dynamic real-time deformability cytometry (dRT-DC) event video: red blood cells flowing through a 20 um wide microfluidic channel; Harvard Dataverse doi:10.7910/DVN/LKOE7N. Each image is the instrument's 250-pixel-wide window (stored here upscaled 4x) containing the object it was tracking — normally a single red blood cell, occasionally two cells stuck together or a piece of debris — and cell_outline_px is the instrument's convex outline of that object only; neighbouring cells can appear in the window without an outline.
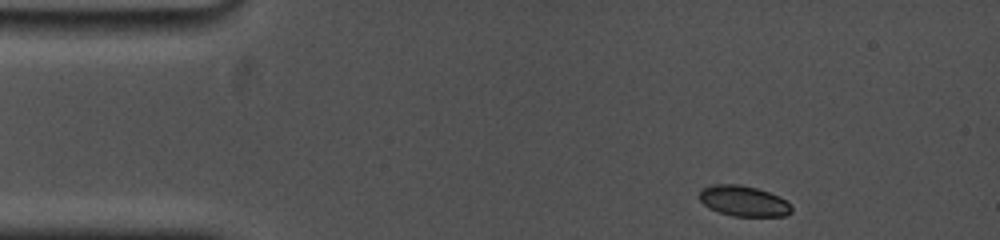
{"species": "common noctule bat (a hibernating species)", "species_latin": "Nyctalus noctula", "temperature_condition": "cold", "stored_images_in_passage": 28, "camera_frame_rate_fps": 5000, "um_per_image_px": 0.085, "animal": {"sex": "female", "body_mass_g": 19.0, "forearm_length_mm": 53.3}, "frame": {"image": 1, "passage_image": 1, "time_ms": 0.0, "image_size_px": [1000, 240], "cell_outline_px": [[792, 212], [784, 216], [732, 216], [708, 208], [700, 200], [700, 188], [712, 184], [740, 184], [756, 188], [768, 192], [788, 200], [792, 204]], "centroid_in_image_um": [63.22, 17.08], "position_along_channel_um": 21.8, "area_um2": 16.59}}
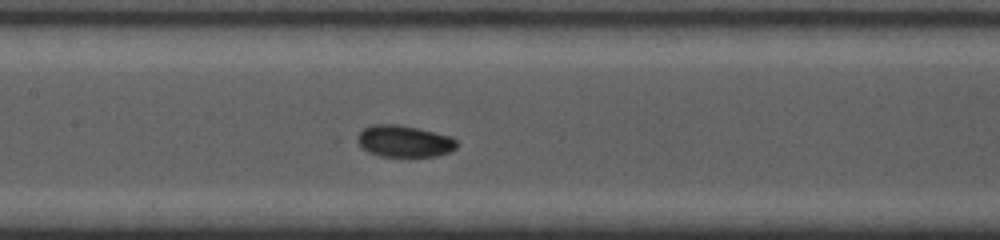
{"frame": {"image": 2, "passage_image": 16, "time_ms": 6.0, "image_size_px": [1000, 240], "cell_outline_px": [[456, 148], [452, 152], [436, 156], [380, 156], [368, 152], [352, 140], [352, 136], [364, 128], [372, 124], [396, 124], [416, 128], [452, 136], [456, 140]], "centroid_in_image_um": [34.28, 12.0], "position_along_channel_um": 173.1, "area_um2": 18.73}}
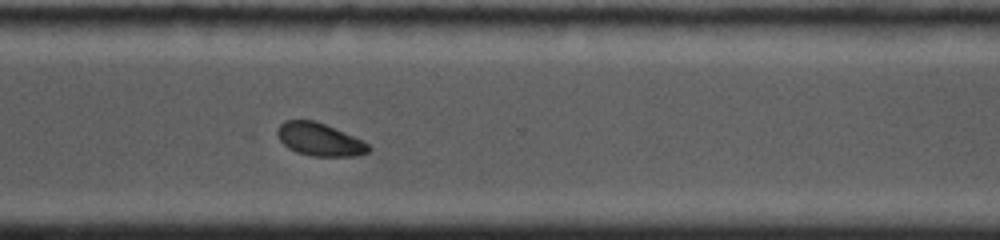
{"frame": {"image": 3, "passage_image": 28, "time_ms": 10.6, "image_size_px": [1000, 240], "cell_outline_px": [[372, 148], [368, 152], [356, 156], [312, 156], [296, 152], [288, 148], [280, 140], [276, 132], [276, 128], [284, 120], [312, 120], [324, 124], [364, 140]], "centroid_in_image_um": [27.16, 11.86], "position_along_channel_um": 343.4, "area_um2": 17.51}}